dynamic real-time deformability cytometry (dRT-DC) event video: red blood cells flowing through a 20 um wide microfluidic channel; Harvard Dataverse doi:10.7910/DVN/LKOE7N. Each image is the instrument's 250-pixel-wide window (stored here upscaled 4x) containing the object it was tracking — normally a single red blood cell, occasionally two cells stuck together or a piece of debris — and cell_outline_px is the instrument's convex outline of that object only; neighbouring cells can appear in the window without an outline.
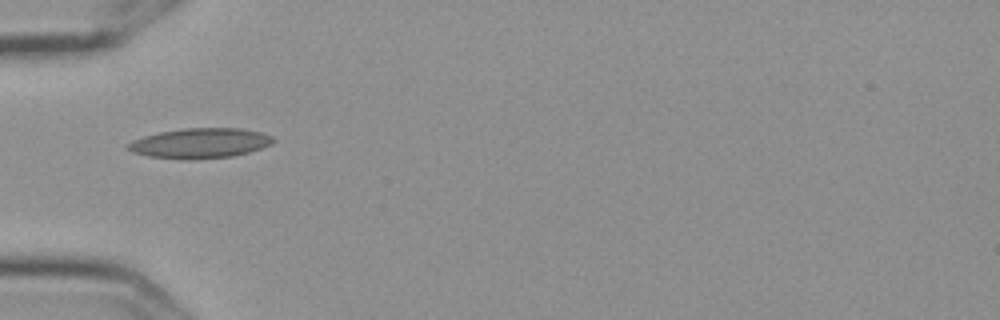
{"species": "Egyptian fruit bat (a non-hibernating species)", "species_latin": "Rousettus aegyptiacus", "temperature_condition": "cold", "stored_images_in_passage": 39, "camera_frame_rate_fps": 3000, "um_per_image_px": 0.085, "frame": {"image": 1, "passage_image": 1, "time_ms": 0.0, "image_size_px": [1000, 320], "cell_outline_px": [[276, 140], [272, 144], [248, 152], [232, 156], [188, 160], [148, 156], [132, 152], [124, 148], [124, 144], [132, 140], [144, 136], [160, 132], [184, 128], [240, 128], [260, 132], [272, 136]], "centroid_in_image_um": [16.96, 12.17], "position_along_channel_um": 68.0, "area_um2": 25.55}}
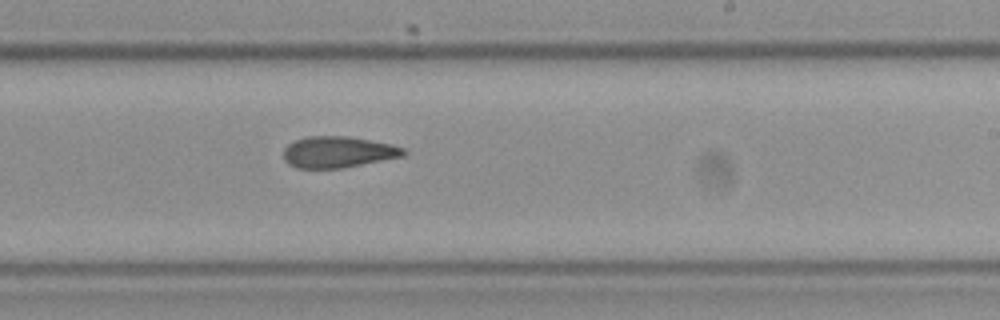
{"frame": {"image": 2, "passage_image": 17, "time_ms": 5.333, "image_size_px": [1000, 320], "cell_outline_px": [[408, 152], [404, 156], [340, 168], [296, 168], [288, 164], [284, 160], [284, 148], [288, 144], [296, 140], [308, 136], [348, 136], [392, 144], [404, 148]], "centroid_in_image_um": [28.73, 12.92], "position_along_channel_um": 260.3, "area_um2": 21.85}}
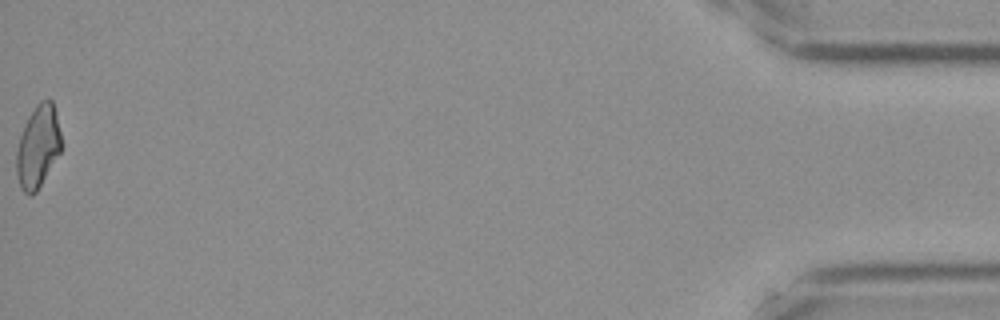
{"frame": {"image": 3, "passage_image": 39, "time_ms": 12.667, "image_size_px": [1000, 320], "cell_outline_px": [[60, 152], [36, 192], [32, 196], [24, 192], [20, 188], [16, 172], [16, 152], [20, 136], [24, 124], [28, 116], [36, 104], [40, 100], [48, 96], [52, 100], [56, 112], [60, 132]], "centroid_in_image_um": [3.21, 12.42], "position_along_channel_um": 432.0, "area_um2": 21.56}, "authors_computed_cell_mechanics": {"area_um2": 22.1952, "velocity_mm_per_s": 3.6085, "shape_relaxation_time_tau1_ms": null, "shape_relaxation_time_tau2_ms": 5.6355, "deformation_change_tau1": null, "deformation_change_tau2": 0.1407}}